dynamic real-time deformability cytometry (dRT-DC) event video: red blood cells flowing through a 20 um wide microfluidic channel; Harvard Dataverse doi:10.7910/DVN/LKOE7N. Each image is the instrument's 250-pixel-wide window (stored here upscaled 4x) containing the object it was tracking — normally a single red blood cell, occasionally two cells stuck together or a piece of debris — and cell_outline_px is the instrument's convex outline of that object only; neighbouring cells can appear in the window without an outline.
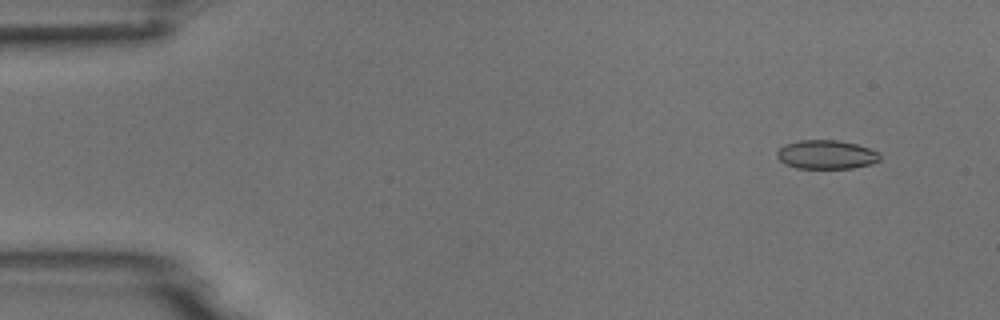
{"species": "common noctule bat (a hibernating species)", "species_latin": "Nyctalus noctula", "temperature_condition": "room temperature", "stored_images_in_passage": 5, "camera_frame_rate_fps": 3000, "um_per_image_px": 0.085, "animal": {"sex": "male", "body_mass_g": 18.8}, "frame": {"image": 1, "passage_image": 2, "time_ms": 1.0, "image_size_px": [1000, 320], "cell_outline_px": [[880, 160], [872, 164], [852, 168], [796, 168], [784, 164], [776, 156], [776, 152], [784, 144], [800, 140], [836, 140], [856, 144], [868, 148], [876, 152], [880, 156]], "centroid_in_image_um": [70.2, 13.14], "position_along_channel_um": 14.8, "area_um2": 17.28}}
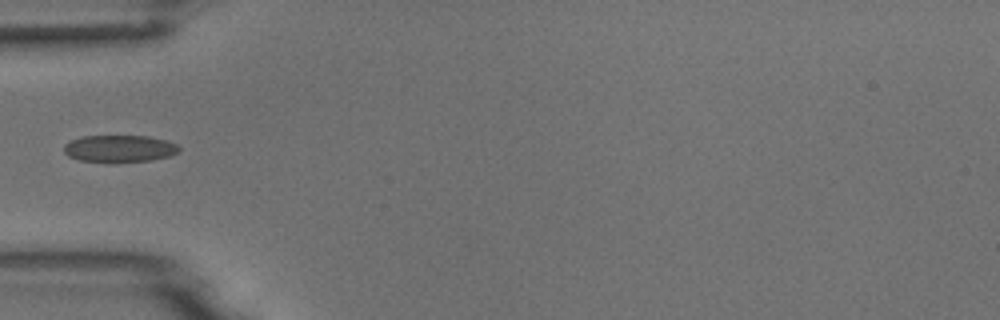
{"frame": {"image": 2, "passage_image": 5, "time_ms": 5.333, "image_size_px": [1000, 320], "cell_outline_px": [[180, 152], [168, 156], [152, 160], [116, 164], [108, 164], [80, 160], [68, 156], [64, 152], [64, 144], [80, 136], [148, 136], [164, 140], [176, 144], [180, 148]], "centroid_in_image_um": [10.13, 12.66], "position_along_channel_um": 74.9, "area_um2": 18.67}}